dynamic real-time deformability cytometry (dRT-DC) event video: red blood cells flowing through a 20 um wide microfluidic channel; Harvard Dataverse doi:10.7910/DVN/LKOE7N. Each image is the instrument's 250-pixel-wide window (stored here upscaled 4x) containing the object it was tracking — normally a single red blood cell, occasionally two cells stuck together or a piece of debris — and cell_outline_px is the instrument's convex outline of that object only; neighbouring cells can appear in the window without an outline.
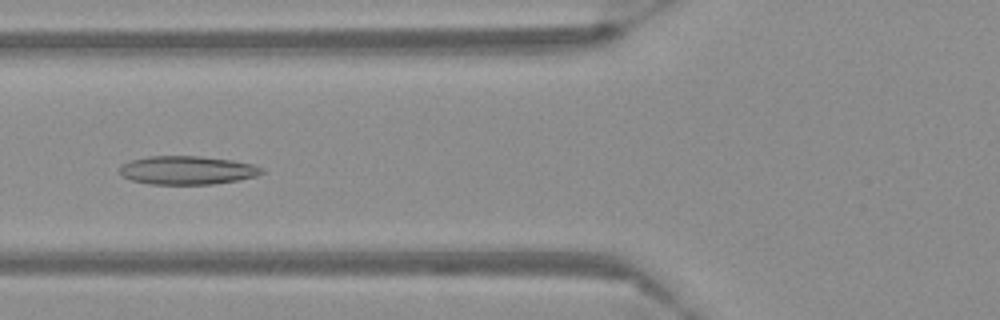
{"species": "Egyptian fruit bat (a non-hibernating species)", "species_latin": "Rousettus aegyptiacus", "temperature_condition": "warm", "stored_images_in_passage": 39, "camera_frame_rate_fps": 3000, "um_per_image_px": 0.085, "frame": {"image": 1, "passage_image": 5, "time_ms": 1.333, "image_size_px": [1000, 320], "cell_outline_px": [[264, 172], [256, 176], [236, 180], [212, 184], [148, 184], [132, 180], [120, 176], [120, 168], [124, 164], [132, 160], [148, 156], [200, 156], [232, 160], [252, 164], [264, 168]], "centroid_in_image_um": [15.91, 14.47], "position_along_channel_um": 109.9, "area_um2": 23.52}}
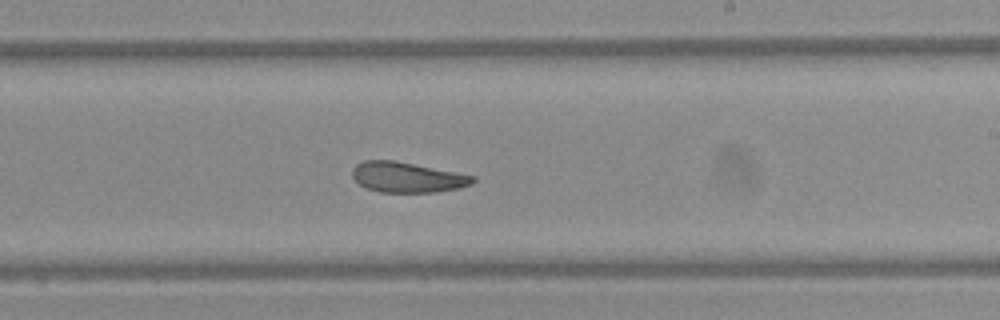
{"frame": {"image": 2, "passage_image": 17, "time_ms": 5.333, "image_size_px": [1000, 320], "cell_outline_px": [[476, 180], [472, 184], [460, 188], [436, 192], [380, 192], [368, 188], [360, 184], [352, 176], [352, 168], [356, 164], [364, 160], [396, 160], [476, 176]], "centroid_in_image_um": [34.64, 15.06], "position_along_channel_um": 254.4, "area_um2": 21.39}}
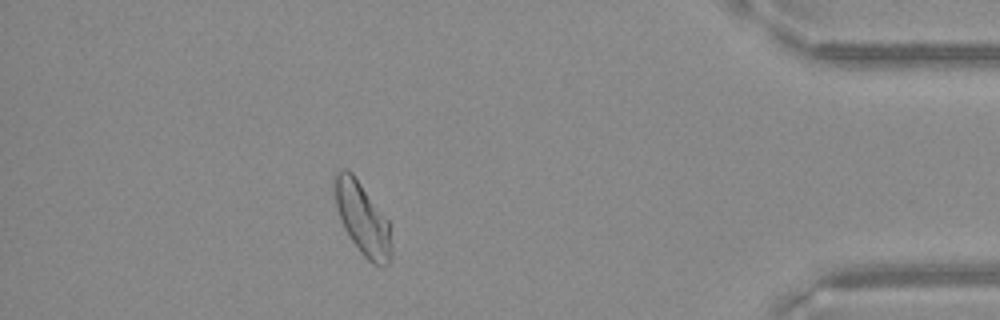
{"frame": {"image": 3, "passage_image": 33, "time_ms": 10.667, "image_size_px": [1000, 320], "cell_outline_px": [[392, 248], [388, 264], [372, 264], [360, 252], [348, 236], [340, 220], [336, 208], [332, 184], [336, 168], [344, 168], [352, 172], [388, 220], [392, 244]], "centroid_in_image_um": [30.76, 18.53], "position_along_channel_um": 404.4, "area_um2": 24.16}}